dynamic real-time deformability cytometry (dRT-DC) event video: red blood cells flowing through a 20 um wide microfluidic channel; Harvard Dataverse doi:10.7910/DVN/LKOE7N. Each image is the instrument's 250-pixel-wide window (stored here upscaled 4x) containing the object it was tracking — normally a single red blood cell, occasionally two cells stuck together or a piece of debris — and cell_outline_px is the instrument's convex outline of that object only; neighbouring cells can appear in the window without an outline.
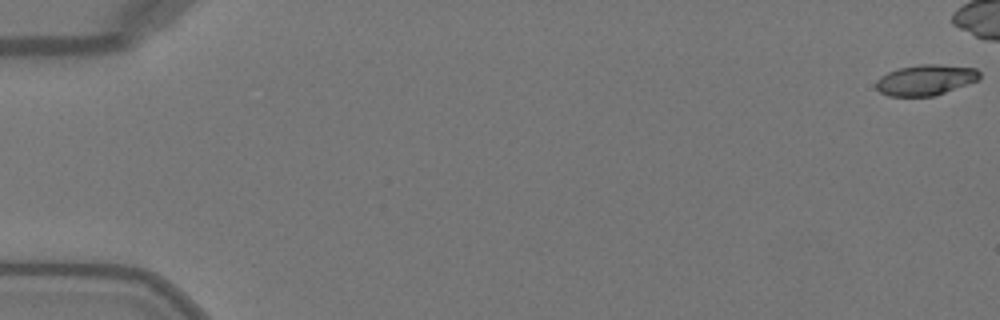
{"species": "Egyptian fruit bat (a non-hibernating species)", "species_latin": "Rousettus aegyptiacus", "temperature_condition": "warm", "stored_images_in_passage": 14, "camera_frame_rate_fps": 3000, "um_per_image_px": 0.085, "animal": {"sex": "female"}, "frame": {"image": 1, "passage_image": 1, "time_ms": 0.0, "image_size_px": [1000, 320], "cell_outline_px": [[980, 80], [936, 96], [888, 96], [880, 92], [876, 88], [876, 80], [880, 76], [888, 72], [900, 68], [920, 64], [940, 64], [976, 68], [980, 72]], "centroid_in_image_um": [78.71, 6.8], "position_along_channel_um": 6.3, "area_um2": 18.73}}